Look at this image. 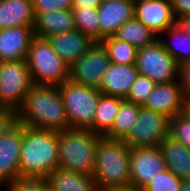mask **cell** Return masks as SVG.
<instances>
[{
  "label": "cell",
  "mask_w": 190,
  "mask_h": 191,
  "mask_svg": "<svg viewBox=\"0 0 190 191\" xmlns=\"http://www.w3.org/2000/svg\"><path fill=\"white\" fill-rule=\"evenodd\" d=\"M47 180L58 191H100L92 176L60 167L52 171Z\"/></svg>",
  "instance_id": "22"
},
{
  "label": "cell",
  "mask_w": 190,
  "mask_h": 191,
  "mask_svg": "<svg viewBox=\"0 0 190 191\" xmlns=\"http://www.w3.org/2000/svg\"><path fill=\"white\" fill-rule=\"evenodd\" d=\"M34 28L16 26L0 30V62L26 60Z\"/></svg>",
  "instance_id": "15"
},
{
  "label": "cell",
  "mask_w": 190,
  "mask_h": 191,
  "mask_svg": "<svg viewBox=\"0 0 190 191\" xmlns=\"http://www.w3.org/2000/svg\"><path fill=\"white\" fill-rule=\"evenodd\" d=\"M102 3V0H73L72 8H98Z\"/></svg>",
  "instance_id": "36"
},
{
  "label": "cell",
  "mask_w": 190,
  "mask_h": 191,
  "mask_svg": "<svg viewBox=\"0 0 190 191\" xmlns=\"http://www.w3.org/2000/svg\"><path fill=\"white\" fill-rule=\"evenodd\" d=\"M45 191H58L48 183L47 178H45Z\"/></svg>",
  "instance_id": "42"
},
{
  "label": "cell",
  "mask_w": 190,
  "mask_h": 191,
  "mask_svg": "<svg viewBox=\"0 0 190 191\" xmlns=\"http://www.w3.org/2000/svg\"><path fill=\"white\" fill-rule=\"evenodd\" d=\"M0 113H12L2 104L1 97H0Z\"/></svg>",
  "instance_id": "43"
},
{
  "label": "cell",
  "mask_w": 190,
  "mask_h": 191,
  "mask_svg": "<svg viewBox=\"0 0 190 191\" xmlns=\"http://www.w3.org/2000/svg\"><path fill=\"white\" fill-rule=\"evenodd\" d=\"M166 168L178 178H190V149L168 136L160 145Z\"/></svg>",
  "instance_id": "21"
},
{
  "label": "cell",
  "mask_w": 190,
  "mask_h": 191,
  "mask_svg": "<svg viewBox=\"0 0 190 191\" xmlns=\"http://www.w3.org/2000/svg\"><path fill=\"white\" fill-rule=\"evenodd\" d=\"M139 108L140 105L124 99L112 127L103 136L109 139L124 140L136 123Z\"/></svg>",
  "instance_id": "25"
},
{
  "label": "cell",
  "mask_w": 190,
  "mask_h": 191,
  "mask_svg": "<svg viewBox=\"0 0 190 191\" xmlns=\"http://www.w3.org/2000/svg\"><path fill=\"white\" fill-rule=\"evenodd\" d=\"M113 1H121V0H102V2H113Z\"/></svg>",
  "instance_id": "45"
},
{
  "label": "cell",
  "mask_w": 190,
  "mask_h": 191,
  "mask_svg": "<svg viewBox=\"0 0 190 191\" xmlns=\"http://www.w3.org/2000/svg\"><path fill=\"white\" fill-rule=\"evenodd\" d=\"M131 185L143 189L159 172L165 171L166 163L160 147H129Z\"/></svg>",
  "instance_id": "12"
},
{
  "label": "cell",
  "mask_w": 190,
  "mask_h": 191,
  "mask_svg": "<svg viewBox=\"0 0 190 191\" xmlns=\"http://www.w3.org/2000/svg\"><path fill=\"white\" fill-rule=\"evenodd\" d=\"M101 137L88 128L59 131V167L92 176L98 141Z\"/></svg>",
  "instance_id": "4"
},
{
  "label": "cell",
  "mask_w": 190,
  "mask_h": 191,
  "mask_svg": "<svg viewBox=\"0 0 190 191\" xmlns=\"http://www.w3.org/2000/svg\"><path fill=\"white\" fill-rule=\"evenodd\" d=\"M13 120L14 113H0V135Z\"/></svg>",
  "instance_id": "37"
},
{
  "label": "cell",
  "mask_w": 190,
  "mask_h": 191,
  "mask_svg": "<svg viewBox=\"0 0 190 191\" xmlns=\"http://www.w3.org/2000/svg\"><path fill=\"white\" fill-rule=\"evenodd\" d=\"M100 41L113 36L127 21L134 18V4L131 0L102 2L98 7Z\"/></svg>",
  "instance_id": "17"
},
{
  "label": "cell",
  "mask_w": 190,
  "mask_h": 191,
  "mask_svg": "<svg viewBox=\"0 0 190 191\" xmlns=\"http://www.w3.org/2000/svg\"><path fill=\"white\" fill-rule=\"evenodd\" d=\"M75 29L72 9L40 13L35 18L34 35L46 38Z\"/></svg>",
  "instance_id": "20"
},
{
  "label": "cell",
  "mask_w": 190,
  "mask_h": 191,
  "mask_svg": "<svg viewBox=\"0 0 190 191\" xmlns=\"http://www.w3.org/2000/svg\"><path fill=\"white\" fill-rule=\"evenodd\" d=\"M177 21L190 16V0H172Z\"/></svg>",
  "instance_id": "35"
},
{
  "label": "cell",
  "mask_w": 190,
  "mask_h": 191,
  "mask_svg": "<svg viewBox=\"0 0 190 191\" xmlns=\"http://www.w3.org/2000/svg\"><path fill=\"white\" fill-rule=\"evenodd\" d=\"M178 24L190 36V16L180 19Z\"/></svg>",
  "instance_id": "39"
},
{
  "label": "cell",
  "mask_w": 190,
  "mask_h": 191,
  "mask_svg": "<svg viewBox=\"0 0 190 191\" xmlns=\"http://www.w3.org/2000/svg\"><path fill=\"white\" fill-rule=\"evenodd\" d=\"M131 1L135 5V4H140V3L147 2V1H152V0H131Z\"/></svg>",
  "instance_id": "44"
},
{
  "label": "cell",
  "mask_w": 190,
  "mask_h": 191,
  "mask_svg": "<svg viewBox=\"0 0 190 191\" xmlns=\"http://www.w3.org/2000/svg\"><path fill=\"white\" fill-rule=\"evenodd\" d=\"M170 118L140 106L135 125L123 140L129 147H160L169 136Z\"/></svg>",
  "instance_id": "9"
},
{
  "label": "cell",
  "mask_w": 190,
  "mask_h": 191,
  "mask_svg": "<svg viewBox=\"0 0 190 191\" xmlns=\"http://www.w3.org/2000/svg\"><path fill=\"white\" fill-rule=\"evenodd\" d=\"M33 84L26 60L0 62V97L10 112L22 106Z\"/></svg>",
  "instance_id": "7"
},
{
  "label": "cell",
  "mask_w": 190,
  "mask_h": 191,
  "mask_svg": "<svg viewBox=\"0 0 190 191\" xmlns=\"http://www.w3.org/2000/svg\"><path fill=\"white\" fill-rule=\"evenodd\" d=\"M23 124L15 119L0 135V188L21 177Z\"/></svg>",
  "instance_id": "11"
},
{
  "label": "cell",
  "mask_w": 190,
  "mask_h": 191,
  "mask_svg": "<svg viewBox=\"0 0 190 191\" xmlns=\"http://www.w3.org/2000/svg\"><path fill=\"white\" fill-rule=\"evenodd\" d=\"M134 17L157 36L178 24L171 0H152L134 5Z\"/></svg>",
  "instance_id": "13"
},
{
  "label": "cell",
  "mask_w": 190,
  "mask_h": 191,
  "mask_svg": "<svg viewBox=\"0 0 190 191\" xmlns=\"http://www.w3.org/2000/svg\"><path fill=\"white\" fill-rule=\"evenodd\" d=\"M0 189L3 191H45V178L20 177Z\"/></svg>",
  "instance_id": "32"
},
{
  "label": "cell",
  "mask_w": 190,
  "mask_h": 191,
  "mask_svg": "<svg viewBox=\"0 0 190 191\" xmlns=\"http://www.w3.org/2000/svg\"><path fill=\"white\" fill-rule=\"evenodd\" d=\"M136 67L139 74L155 83H168L179 79L180 65L158 39L151 45L138 48Z\"/></svg>",
  "instance_id": "8"
},
{
  "label": "cell",
  "mask_w": 190,
  "mask_h": 191,
  "mask_svg": "<svg viewBox=\"0 0 190 191\" xmlns=\"http://www.w3.org/2000/svg\"><path fill=\"white\" fill-rule=\"evenodd\" d=\"M179 80L186 99H190V60L180 65Z\"/></svg>",
  "instance_id": "34"
},
{
  "label": "cell",
  "mask_w": 190,
  "mask_h": 191,
  "mask_svg": "<svg viewBox=\"0 0 190 191\" xmlns=\"http://www.w3.org/2000/svg\"><path fill=\"white\" fill-rule=\"evenodd\" d=\"M107 50L111 63L134 65L136 64L138 48L116 39L114 36L105 37L100 41Z\"/></svg>",
  "instance_id": "27"
},
{
  "label": "cell",
  "mask_w": 190,
  "mask_h": 191,
  "mask_svg": "<svg viewBox=\"0 0 190 191\" xmlns=\"http://www.w3.org/2000/svg\"><path fill=\"white\" fill-rule=\"evenodd\" d=\"M34 25L32 0H0V30Z\"/></svg>",
  "instance_id": "19"
},
{
  "label": "cell",
  "mask_w": 190,
  "mask_h": 191,
  "mask_svg": "<svg viewBox=\"0 0 190 191\" xmlns=\"http://www.w3.org/2000/svg\"><path fill=\"white\" fill-rule=\"evenodd\" d=\"M92 177L100 191L131 185L129 146L123 140L102 136L98 141Z\"/></svg>",
  "instance_id": "3"
},
{
  "label": "cell",
  "mask_w": 190,
  "mask_h": 191,
  "mask_svg": "<svg viewBox=\"0 0 190 191\" xmlns=\"http://www.w3.org/2000/svg\"><path fill=\"white\" fill-rule=\"evenodd\" d=\"M14 119L23 125L64 131L71 128L59 86L33 84Z\"/></svg>",
  "instance_id": "1"
},
{
  "label": "cell",
  "mask_w": 190,
  "mask_h": 191,
  "mask_svg": "<svg viewBox=\"0 0 190 191\" xmlns=\"http://www.w3.org/2000/svg\"><path fill=\"white\" fill-rule=\"evenodd\" d=\"M110 64L106 48L100 41H96L69 66V79L80 85L99 89Z\"/></svg>",
  "instance_id": "10"
},
{
  "label": "cell",
  "mask_w": 190,
  "mask_h": 191,
  "mask_svg": "<svg viewBox=\"0 0 190 191\" xmlns=\"http://www.w3.org/2000/svg\"><path fill=\"white\" fill-rule=\"evenodd\" d=\"M72 12L75 29L90 36L95 42L100 41L98 8H72Z\"/></svg>",
  "instance_id": "28"
},
{
  "label": "cell",
  "mask_w": 190,
  "mask_h": 191,
  "mask_svg": "<svg viewBox=\"0 0 190 191\" xmlns=\"http://www.w3.org/2000/svg\"><path fill=\"white\" fill-rule=\"evenodd\" d=\"M169 136L190 149V120L184 113L170 118Z\"/></svg>",
  "instance_id": "31"
},
{
  "label": "cell",
  "mask_w": 190,
  "mask_h": 191,
  "mask_svg": "<svg viewBox=\"0 0 190 191\" xmlns=\"http://www.w3.org/2000/svg\"><path fill=\"white\" fill-rule=\"evenodd\" d=\"M183 113L188 117L190 120V99H186L183 107Z\"/></svg>",
  "instance_id": "41"
},
{
  "label": "cell",
  "mask_w": 190,
  "mask_h": 191,
  "mask_svg": "<svg viewBox=\"0 0 190 191\" xmlns=\"http://www.w3.org/2000/svg\"><path fill=\"white\" fill-rule=\"evenodd\" d=\"M55 53L69 66L78 60L95 41L77 29L46 37Z\"/></svg>",
  "instance_id": "16"
},
{
  "label": "cell",
  "mask_w": 190,
  "mask_h": 191,
  "mask_svg": "<svg viewBox=\"0 0 190 191\" xmlns=\"http://www.w3.org/2000/svg\"><path fill=\"white\" fill-rule=\"evenodd\" d=\"M181 182V178L166 169L159 172L155 178H152V181L143 188V191H178Z\"/></svg>",
  "instance_id": "30"
},
{
  "label": "cell",
  "mask_w": 190,
  "mask_h": 191,
  "mask_svg": "<svg viewBox=\"0 0 190 191\" xmlns=\"http://www.w3.org/2000/svg\"><path fill=\"white\" fill-rule=\"evenodd\" d=\"M34 84L59 86L69 79V65L52 49L46 38L31 40L26 58Z\"/></svg>",
  "instance_id": "5"
},
{
  "label": "cell",
  "mask_w": 190,
  "mask_h": 191,
  "mask_svg": "<svg viewBox=\"0 0 190 191\" xmlns=\"http://www.w3.org/2000/svg\"><path fill=\"white\" fill-rule=\"evenodd\" d=\"M113 36L136 48L151 45L158 39V36L151 29L144 26L135 17L124 23Z\"/></svg>",
  "instance_id": "26"
},
{
  "label": "cell",
  "mask_w": 190,
  "mask_h": 191,
  "mask_svg": "<svg viewBox=\"0 0 190 191\" xmlns=\"http://www.w3.org/2000/svg\"><path fill=\"white\" fill-rule=\"evenodd\" d=\"M155 85L156 83L150 78L138 74L125 100L143 106L149 95L153 92Z\"/></svg>",
  "instance_id": "29"
},
{
  "label": "cell",
  "mask_w": 190,
  "mask_h": 191,
  "mask_svg": "<svg viewBox=\"0 0 190 191\" xmlns=\"http://www.w3.org/2000/svg\"><path fill=\"white\" fill-rule=\"evenodd\" d=\"M58 167V132L23 125L21 177L47 178Z\"/></svg>",
  "instance_id": "2"
},
{
  "label": "cell",
  "mask_w": 190,
  "mask_h": 191,
  "mask_svg": "<svg viewBox=\"0 0 190 191\" xmlns=\"http://www.w3.org/2000/svg\"><path fill=\"white\" fill-rule=\"evenodd\" d=\"M158 40L179 65L190 60V36L179 24L161 33Z\"/></svg>",
  "instance_id": "23"
},
{
  "label": "cell",
  "mask_w": 190,
  "mask_h": 191,
  "mask_svg": "<svg viewBox=\"0 0 190 191\" xmlns=\"http://www.w3.org/2000/svg\"><path fill=\"white\" fill-rule=\"evenodd\" d=\"M71 128H88L94 121L101 91L70 79L59 85Z\"/></svg>",
  "instance_id": "6"
},
{
  "label": "cell",
  "mask_w": 190,
  "mask_h": 191,
  "mask_svg": "<svg viewBox=\"0 0 190 191\" xmlns=\"http://www.w3.org/2000/svg\"><path fill=\"white\" fill-rule=\"evenodd\" d=\"M32 5L36 18L40 13L72 9L73 0H32Z\"/></svg>",
  "instance_id": "33"
},
{
  "label": "cell",
  "mask_w": 190,
  "mask_h": 191,
  "mask_svg": "<svg viewBox=\"0 0 190 191\" xmlns=\"http://www.w3.org/2000/svg\"><path fill=\"white\" fill-rule=\"evenodd\" d=\"M178 191H190V178L182 179L180 189Z\"/></svg>",
  "instance_id": "40"
},
{
  "label": "cell",
  "mask_w": 190,
  "mask_h": 191,
  "mask_svg": "<svg viewBox=\"0 0 190 191\" xmlns=\"http://www.w3.org/2000/svg\"><path fill=\"white\" fill-rule=\"evenodd\" d=\"M138 74L136 64L111 63L104 74L99 90L102 94L125 99Z\"/></svg>",
  "instance_id": "18"
},
{
  "label": "cell",
  "mask_w": 190,
  "mask_h": 191,
  "mask_svg": "<svg viewBox=\"0 0 190 191\" xmlns=\"http://www.w3.org/2000/svg\"><path fill=\"white\" fill-rule=\"evenodd\" d=\"M123 98L101 94L93 123L88 127L103 136L111 127Z\"/></svg>",
  "instance_id": "24"
},
{
  "label": "cell",
  "mask_w": 190,
  "mask_h": 191,
  "mask_svg": "<svg viewBox=\"0 0 190 191\" xmlns=\"http://www.w3.org/2000/svg\"><path fill=\"white\" fill-rule=\"evenodd\" d=\"M185 96L180 80L168 83H156L144 107L172 118L183 113Z\"/></svg>",
  "instance_id": "14"
},
{
  "label": "cell",
  "mask_w": 190,
  "mask_h": 191,
  "mask_svg": "<svg viewBox=\"0 0 190 191\" xmlns=\"http://www.w3.org/2000/svg\"><path fill=\"white\" fill-rule=\"evenodd\" d=\"M104 191H143V189H140L133 185H127V186H120V187H111Z\"/></svg>",
  "instance_id": "38"
}]
</instances>
